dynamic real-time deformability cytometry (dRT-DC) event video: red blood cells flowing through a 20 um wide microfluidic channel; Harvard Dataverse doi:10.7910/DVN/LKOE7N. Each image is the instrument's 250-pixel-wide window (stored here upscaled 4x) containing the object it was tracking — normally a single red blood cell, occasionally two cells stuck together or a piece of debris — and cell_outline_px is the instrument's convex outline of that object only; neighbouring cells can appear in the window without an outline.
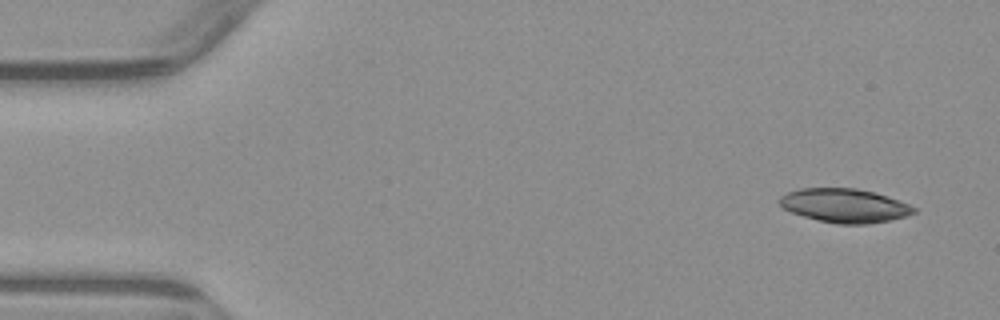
{"species": "common noctule bat (a hibernating species)", "species_latin": "Nyctalus noctula", "temperature_condition": "warm", "stored_images_in_passage": 4, "camera_frame_rate_fps": 3000, "um_per_image_px": 0.085, "animal": {"sex": "male", "body_mass_g": 23.1, "forearm_length_mm": 52.7}, "frame": {"image": 1, "passage_image": 1, "time_ms": 0.0, "image_size_px": [1000, 320], "cell_outline_px": [[916, 212], [908, 216], [868, 224], [836, 224], [804, 216], [792, 212], [784, 208], [780, 204], [780, 196], [788, 192], [800, 188], [856, 188], [872, 192], [908, 204], [916, 208]], "centroid_in_image_um": [71.78, 17.48], "position_along_channel_um": 13.2, "area_um2": 26.13}}